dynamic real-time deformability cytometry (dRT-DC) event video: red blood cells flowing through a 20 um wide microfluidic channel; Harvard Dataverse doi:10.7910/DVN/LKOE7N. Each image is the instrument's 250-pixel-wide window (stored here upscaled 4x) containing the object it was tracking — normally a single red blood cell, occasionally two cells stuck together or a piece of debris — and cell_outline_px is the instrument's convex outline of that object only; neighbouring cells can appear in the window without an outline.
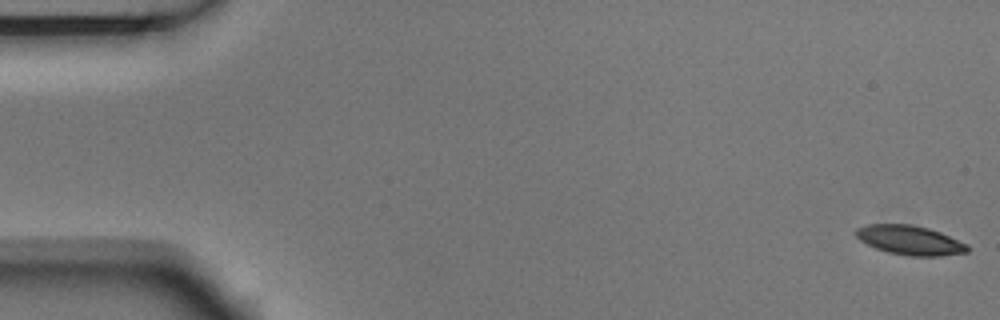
{"species": "Egyptian fruit bat (a non-hibernating species)", "species_latin": "Rousettus aegyptiacus", "temperature_condition": "room temperature", "stored_images_in_passage": 6, "segment_of_instrument_passage": [1, 2], "camera_frame_rate_fps": 3000, "um_per_image_px": 0.085, "animal": {"sex": "male"}, "frame": {"image": 1, "passage_image": 1, "time_ms": 0.0, "image_size_px": [1000, 320], "cell_outline_px": [[968, 252], [940, 256], [908, 256], [888, 252], [876, 248], [860, 240], [856, 236], [856, 228], [868, 224], [908, 224], [928, 228], [940, 232], [968, 244]], "centroid_in_image_um": [77.35, 20.42], "position_along_channel_um": 7.6, "area_um2": 18.96}}
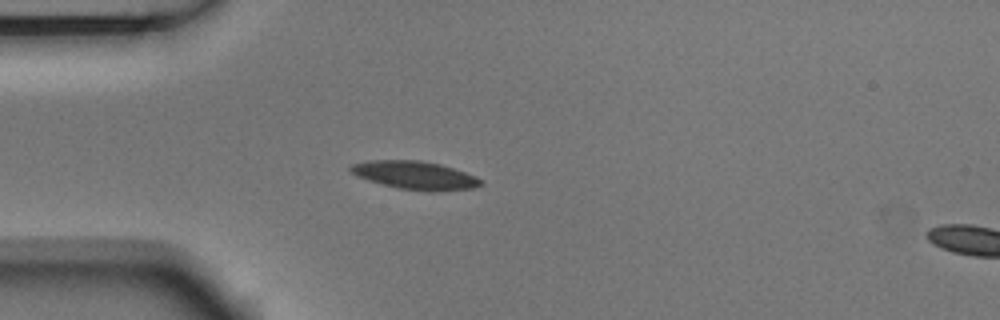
{"frame": {"image": 2, "passage_image": 5, "time_ms": 1.333, "image_size_px": [1000, 320], "cell_outline_px": [[484, 184], [476, 188], [440, 192], [432, 192], [400, 188], [380, 184], [356, 176], [348, 172], [348, 168], [352, 164], [368, 160], [416, 160], [440, 164], [476, 176], [484, 180]], "centroid_in_image_um": [35.29, 14.91], "position_along_channel_um": 49.7, "area_um2": 21.73}}